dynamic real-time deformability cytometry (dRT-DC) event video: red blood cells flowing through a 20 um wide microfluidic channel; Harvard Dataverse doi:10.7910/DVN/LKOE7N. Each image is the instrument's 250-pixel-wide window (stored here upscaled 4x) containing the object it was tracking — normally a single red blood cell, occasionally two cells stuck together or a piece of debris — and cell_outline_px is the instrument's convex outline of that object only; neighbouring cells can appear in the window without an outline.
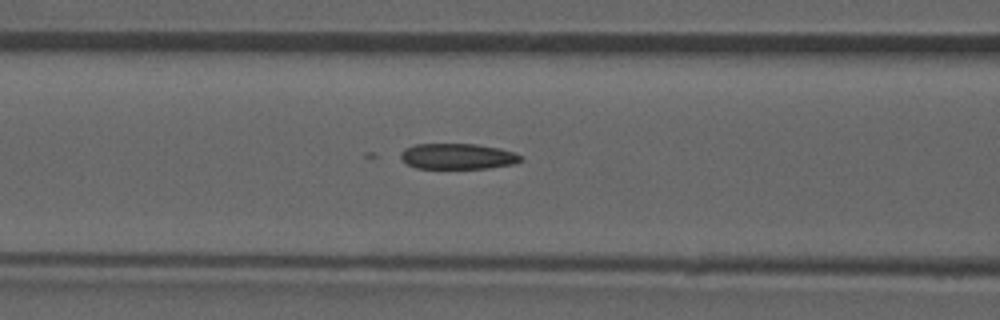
{"species": "common noctule bat (a hibernating species)", "species_latin": "Nyctalus noctula", "temperature_condition": "room temperature", "stored_images_in_passage": 51, "camera_frame_rate_fps": 3000, "um_per_image_px": 0.085, "animal": {"sex": "male", "forearm_length_mm": 52.5}, "frame": {"image": 1, "passage_image": 21, "time_ms": 6.667, "image_size_px": [1000, 320], "cell_outline_px": [[524, 160], [516, 164], [488, 168], [416, 168], [408, 164], [400, 156], [400, 152], [404, 148], [416, 144], [476, 144], [500, 148], [516, 152], [524, 156]], "centroid_in_image_um": [38.98, 13.28], "position_along_channel_um": 127.6, "area_um2": 18.21}}